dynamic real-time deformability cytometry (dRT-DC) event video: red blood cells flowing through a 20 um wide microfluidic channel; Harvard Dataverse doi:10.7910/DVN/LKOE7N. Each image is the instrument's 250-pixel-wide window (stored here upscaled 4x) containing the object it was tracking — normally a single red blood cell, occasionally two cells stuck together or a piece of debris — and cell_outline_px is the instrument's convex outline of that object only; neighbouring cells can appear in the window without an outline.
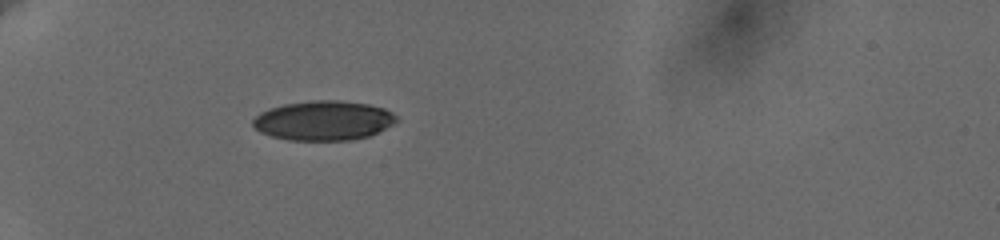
{"species": "human", "species_latin": "Homo sapiens", "temperature_condition": "cold", "stored_images_in_passage": 9, "camera_frame_rate_fps": 3000, "um_per_image_px": 0.085, "donor": {"sex": "female"}, "frame": {"image": 1, "passage_image": 1, "time_ms": 0.0, "image_size_px": [1000, 240], "cell_outline_px": [[400, 120], [368, 136], [352, 140], [288, 140], [272, 136], [260, 132], [252, 124], [252, 120], [260, 112], [268, 108], [284, 104], [312, 100], [336, 100], [368, 104], [384, 108], [392, 112]], "centroid_in_image_um": [27.48, 10.24], "position_along_channel_um": 57.5, "area_um2": 33.06}}
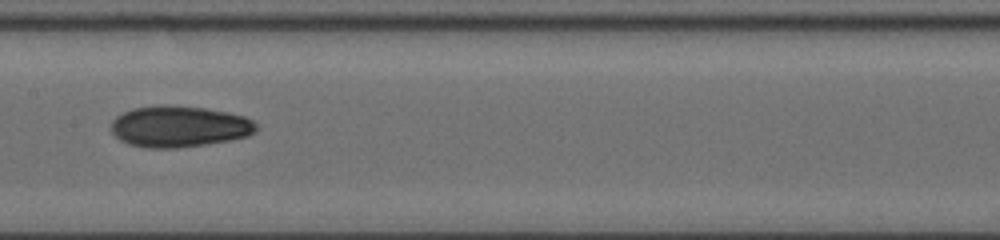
{"frame": {"image": 2, "passage_image": 6, "time_ms": 4.333, "image_size_px": [1000, 240], "cell_outline_px": [[256, 132], [248, 136], [228, 140], [204, 144], [176, 148], [148, 148], [128, 144], [120, 140], [112, 132], [112, 120], [116, 116], [132, 108], [204, 108], [228, 112], [244, 116], [252, 120], [256, 124]], "centroid_in_image_um": [15.25, 10.8], "position_along_channel_um": 192.2, "area_um2": 33.81}}
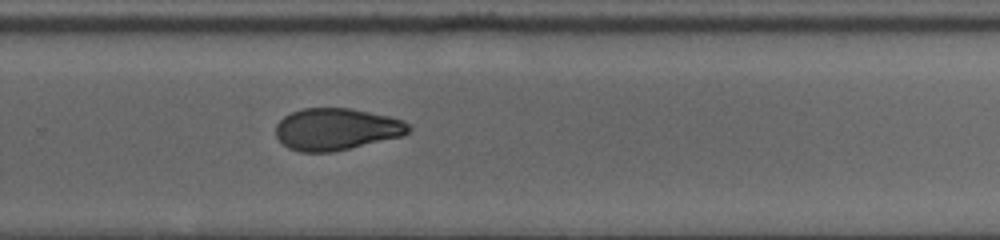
{"frame": {"image": 3, "passage_image": 9, "time_ms": 7.333, "image_size_px": [1000, 240], "cell_outline_px": [[412, 128], [408, 132], [400, 136], [332, 152], [300, 152], [288, 148], [276, 136], [276, 124], [284, 116], [292, 112], [304, 108], [352, 108], [388, 116], [404, 120]], "centroid_in_image_um": [28.57, 10.97], "position_along_channel_um": 301.2, "area_um2": 32.25}}